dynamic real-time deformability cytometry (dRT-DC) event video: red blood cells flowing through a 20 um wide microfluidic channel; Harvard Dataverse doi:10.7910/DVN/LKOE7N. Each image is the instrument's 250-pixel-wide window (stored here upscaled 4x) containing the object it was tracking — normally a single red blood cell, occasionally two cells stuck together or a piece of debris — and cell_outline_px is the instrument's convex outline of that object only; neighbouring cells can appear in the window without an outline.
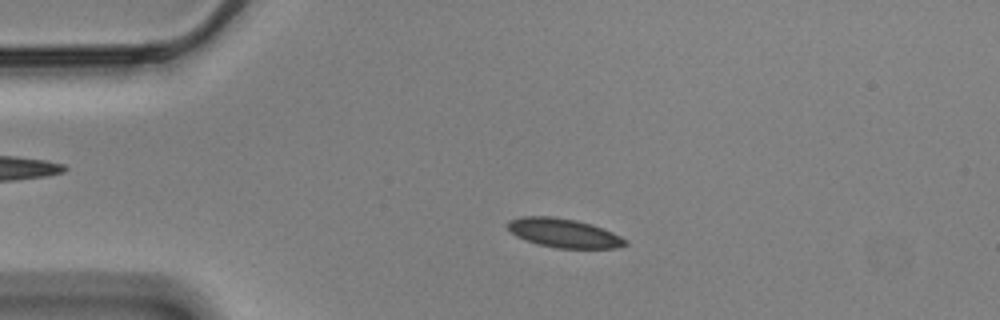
{"species": "Egyptian fruit bat (a non-hibernating species)", "species_latin": "Rousettus aegyptiacus", "temperature_condition": "cold", "stored_images_in_passage": 57, "segment_of_instrument_passage": [1, 2], "camera_frame_rate_fps": 3000, "um_per_image_px": 0.085, "animal": {"sex": "male"}, "frame": {"image": 1, "passage_image": 12, "time_ms": 3.667, "image_size_px": [1000, 320], "cell_outline_px": [[628, 244], [616, 248], [556, 248], [536, 244], [524, 240], [516, 236], [508, 228], [508, 220], [520, 216], [552, 216], [576, 220], [592, 224], [612, 232], [628, 240]], "centroid_in_image_um": [47.91, 19.81], "position_along_channel_um": 37.1, "area_um2": 20.0}}
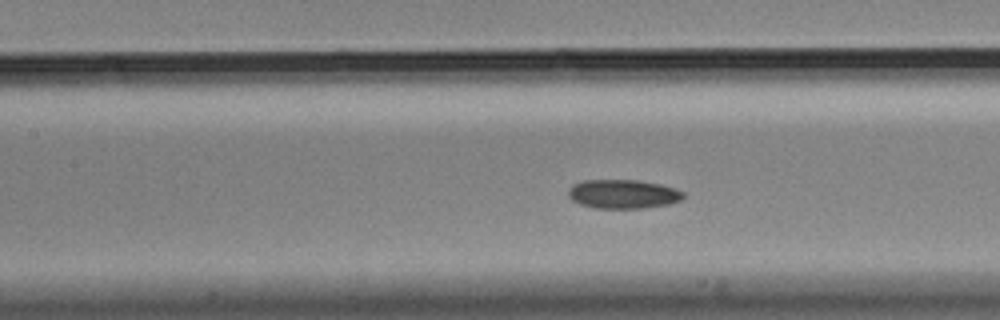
{"frame": {"image": 2, "passage_image": 25, "time_ms": 8.0, "image_size_px": [1000, 320], "cell_outline_px": [[684, 196], [680, 200], [668, 204], [644, 208], [596, 208], [580, 204], [572, 200], [568, 196], [568, 188], [572, 184], [584, 180], [636, 180], [660, 184], [676, 188], [684, 192]], "centroid_in_image_um": [52.94, 16.49], "position_along_channel_um": 154.5, "area_um2": 19.48}}
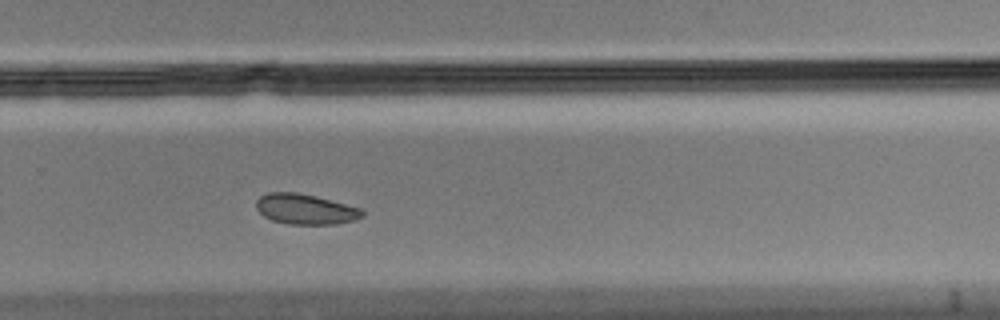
{"frame": {"image": 3, "passage_image": 38, "time_ms": 12.333, "image_size_px": [1000, 320], "cell_outline_px": [[364, 216], [356, 220], [336, 224], [288, 224], [272, 220], [264, 216], [256, 208], [256, 200], [260, 196], [268, 192], [296, 192], [360, 208], [364, 212]], "centroid_in_image_um": [25.94, 17.79], "position_along_channel_um": 303.9, "area_um2": 18.55}}